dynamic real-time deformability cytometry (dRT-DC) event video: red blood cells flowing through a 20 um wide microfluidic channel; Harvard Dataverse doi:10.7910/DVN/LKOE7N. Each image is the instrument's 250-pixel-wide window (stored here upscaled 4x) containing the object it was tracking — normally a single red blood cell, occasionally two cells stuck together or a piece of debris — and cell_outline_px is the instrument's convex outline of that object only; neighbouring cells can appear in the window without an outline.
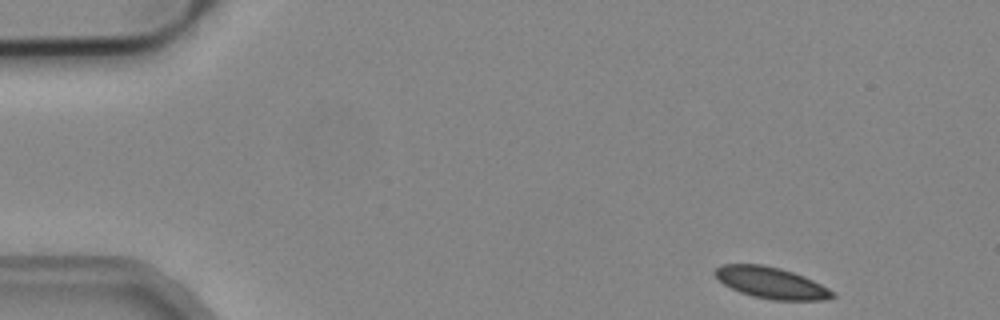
{"species": "common noctule bat (a hibernating species)", "species_latin": "Nyctalus noctula", "temperature_condition": "cold", "stored_images_in_passage": 4, "camera_frame_rate_fps": 3000, "um_per_image_px": 0.085, "animal": {"sex": "male", "body_mass_g": 19.2, "forearm_length_mm": 51.8}, "frame": {"image": 1, "passage_image": 1, "time_ms": 0.0, "image_size_px": [1000, 320], "cell_outline_px": [[836, 296], [824, 300], [772, 300], [752, 296], [740, 292], [724, 284], [712, 272], [716, 268], [724, 264], [760, 264], [780, 268], [804, 276], [836, 292]], "centroid_in_image_um": [65.56, 24.04], "position_along_channel_um": 19.4, "area_um2": 21.39}}
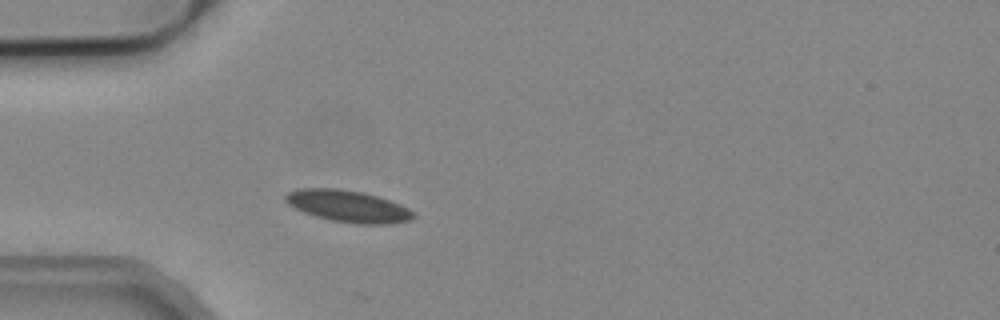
{"frame": {"image": 2, "passage_image": 4, "time_ms": 1.0, "image_size_px": [1000, 320], "cell_outline_px": [[416, 216], [412, 220], [388, 224], [356, 224], [332, 220], [316, 216], [304, 212], [288, 204], [284, 200], [284, 196], [288, 192], [296, 188], [336, 188], [364, 192], [400, 204], [408, 208]], "centroid_in_image_um": [29.57, 17.52], "position_along_channel_um": 55.4, "area_um2": 23.7}}